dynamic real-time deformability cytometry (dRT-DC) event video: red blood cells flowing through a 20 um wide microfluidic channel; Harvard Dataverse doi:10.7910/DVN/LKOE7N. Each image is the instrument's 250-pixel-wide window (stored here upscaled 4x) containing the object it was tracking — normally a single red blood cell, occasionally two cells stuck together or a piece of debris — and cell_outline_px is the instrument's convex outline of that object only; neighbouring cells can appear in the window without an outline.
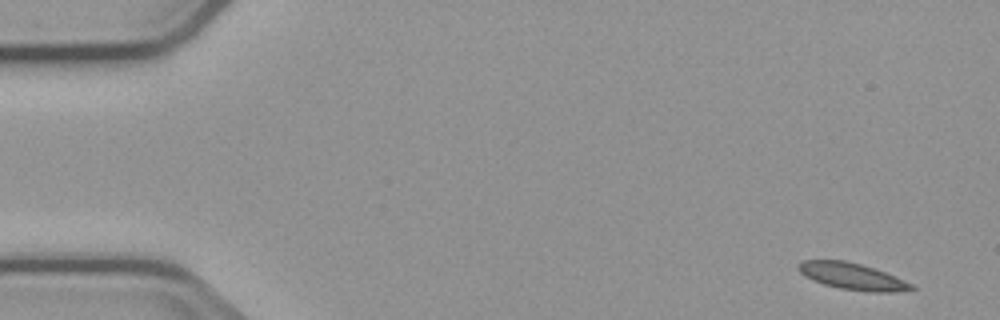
{"species": "common noctule bat (a hibernating species)", "species_latin": "Nyctalus noctula", "temperature_condition": "cold", "stored_images_in_passage": 8, "camera_frame_rate_fps": 3000, "um_per_image_px": 0.085, "animal": {"sex": "male", "body_mass_g": 23.1, "forearm_length_mm": 52.7}, "frame": {"image": 1, "passage_image": 1, "time_ms": 0.0, "image_size_px": [1000, 320], "cell_outline_px": [[916, 288], [896, 292], [868, 292], [840, 288], [824, 284], [812, 280], [804, 276], [796, 268], [796, 264], [804, 260], [844, 260], [860, 264], [884, 272], [904, 280], [912, 284]], "centroid_in_image_um": [72.39, 23.49], "position_along_channel_um": 12.6, "area_um2": 17.46}}
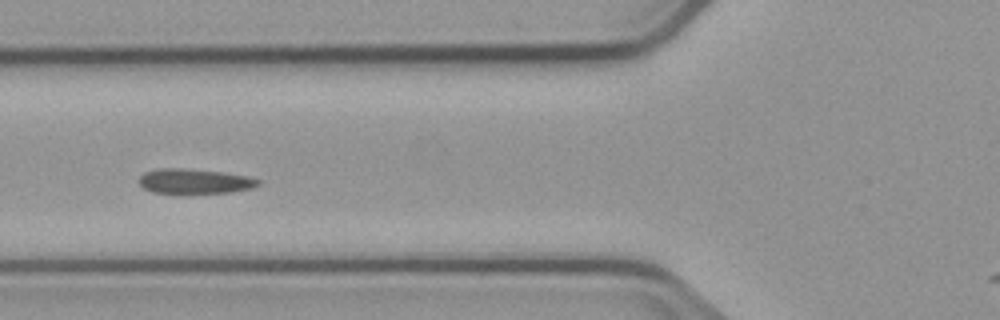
{"frame": {"image": 2, "passage_image": 6, "time_ms": 6.0, "image_size_px": [1000, 320], "cell_outline_px": [[260, 184], [252, 188], [232, 192], [180, 196], [152, 192], [144, 188], [140, 184], [140, 176], [144, 172], [160, 168], [180, 168], [224, 172], [248, 176], [260, 180]], "centroid_in_image_um": [16.53, 15.45], "position_along_channel_um": 109.3, "area_um2": 18.09}}
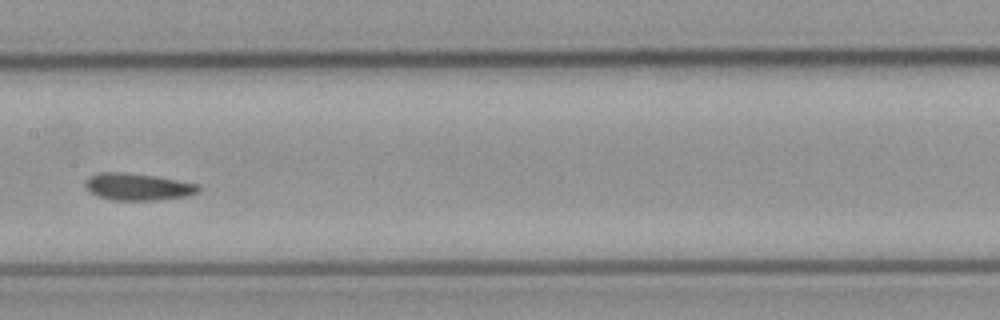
{"frame": {"image": 3, "passage_image": 8, "time_ms": 8.333, "image_size_px": [1000, 320], "cell_outline_px": [[200, 192], [188, 196], [152, 200], [112, 200], [88, 192], [84, 184], [84, 180], [88, 176], [100, 172], [124, 172], [156, 176], [200, 184]], "centroid_in_image_um": [11.7, 15.87], "position_along_channel_um": 195.7, "area_um2": 18.03}}